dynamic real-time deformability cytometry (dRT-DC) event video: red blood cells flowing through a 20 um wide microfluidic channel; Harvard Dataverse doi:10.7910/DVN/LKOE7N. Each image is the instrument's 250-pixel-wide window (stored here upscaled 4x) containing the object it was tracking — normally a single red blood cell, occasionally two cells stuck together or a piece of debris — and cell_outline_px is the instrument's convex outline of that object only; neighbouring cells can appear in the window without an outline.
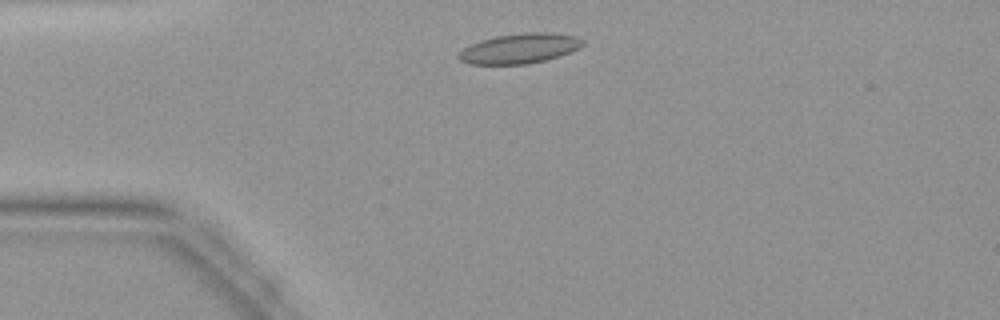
{"species": "common noctule bat (a hibernating species)", "species_latin": "Nyctalus noctula", "temperature_condition": "warm", "stored_images_in_passage": 38, "camera_frame_rate_fps": 3000, "um_per_image_px": 0.085, "animal": {"sex": "female", "body_mass_g": 19.9}, "frame": {"image": 1, "passage_image": 4, "time_ms": 1.0, "image_size_px": [1000, 320], "cell_outline_px": [[584, 44], [580, 48], [560, 56], [528, 64], [468, 64], [460, 60], [456, 56], [464, 48], [480, 40], [496, 36], [524, 32], [552, 32], [576, 36], [584, 40]], "centroid_in_image_um": [44.19, 4.11], "position_along_channel_um": 40.8, "area_um2": 21.79}}
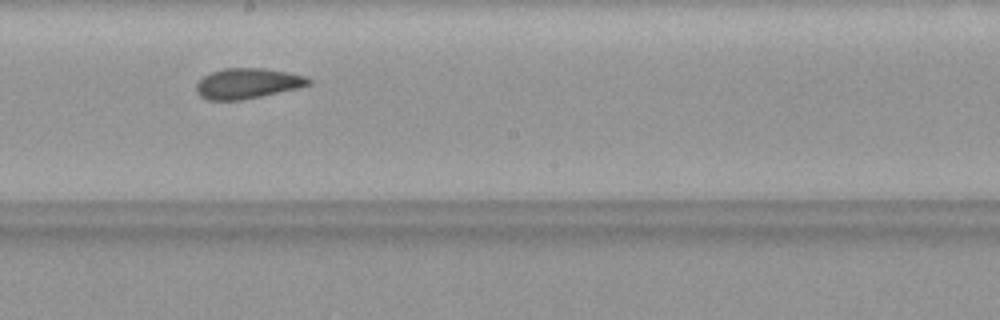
{"frame": {"image": 2, "passage_image": 18, "time_ms": 5.667, "image_size_px": [1000, 320], "cell_outline_px": [[312, 84], [300, 88], [240, 100], [208, 100], [200, 96], [196, 92], [196, 84], [204, 76], [212, 72], [224, 68], [264, 68], [304, 76], [312, 80]], "centroid_in_image_um": [21.04, 7.09], "position_along_channel_um": 227.2, "area_um2": 19.77}}
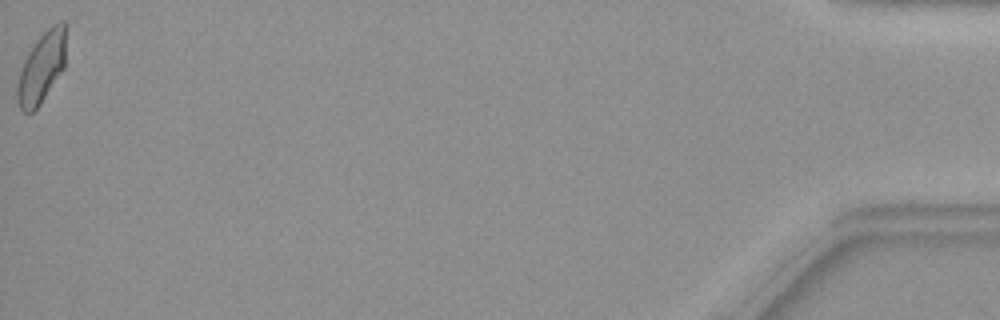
{"frame": {"image": 3, "passage_image": 38, "time_ms": 12.333, "image_size_px": [1000, 320], "cell_outline_px": [[64, 68], [40, 104], [32, 112], [24, 112], [20, 108], [16, 100], [16, 88], [20, 72], [24, 60], [28, 52], [36, 40], [52, 24], [60, 20], [64, 20]], "centroid_in_image_um": [3.51, 5.76], "position_along_channel_um": 431.7, "area_um2": 19.77}}